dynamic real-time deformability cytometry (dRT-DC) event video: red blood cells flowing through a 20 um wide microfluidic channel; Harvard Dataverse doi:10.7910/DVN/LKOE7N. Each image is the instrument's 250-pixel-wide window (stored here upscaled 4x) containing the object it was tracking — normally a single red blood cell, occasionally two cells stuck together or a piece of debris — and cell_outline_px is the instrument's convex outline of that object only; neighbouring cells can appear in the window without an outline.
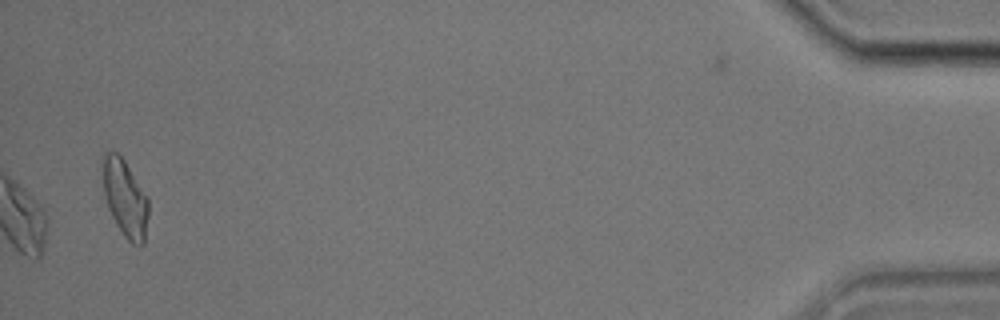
{"species": "common noctule bat (a hibernating species)", "species_latin": "Nyctalus noctula", "temperature_condition": "cold", "stored_images_in_passage": 42, "camera_frame_rate_fps": 3000, "um_per_image_px": 0.085, "animal": {"sex": "male", "body_mass_g": 17.9}, "frame": {"image": 1, "passage_image": 42, "time_ms": 13.667, "image_size_px": [1000, 320], "cell_outline_px": [[148, 216], [144, 244], [132, 244], [124, 236], [116, 224], [108, 208], [104, 196], [100, 160], [104, 152], [116, 152], [124, 160], [148, 196]], "centroid_in_image_um": [10.6, 16.8], "position_along_channel_um": 424.6, "area_um2": 20.87}, "authors_computed_cell_mechanics": {"area_um2": 17.8024, "velocity_mm_per_s": 3.4572, "shape_relaxation_time_tau1_ms": 2.4863, "shape_relaxation_time_tau2_ms": 3.0157, "deformation_change_tau1": 0.0824, "deformation_change_tau2": 0.0844}}